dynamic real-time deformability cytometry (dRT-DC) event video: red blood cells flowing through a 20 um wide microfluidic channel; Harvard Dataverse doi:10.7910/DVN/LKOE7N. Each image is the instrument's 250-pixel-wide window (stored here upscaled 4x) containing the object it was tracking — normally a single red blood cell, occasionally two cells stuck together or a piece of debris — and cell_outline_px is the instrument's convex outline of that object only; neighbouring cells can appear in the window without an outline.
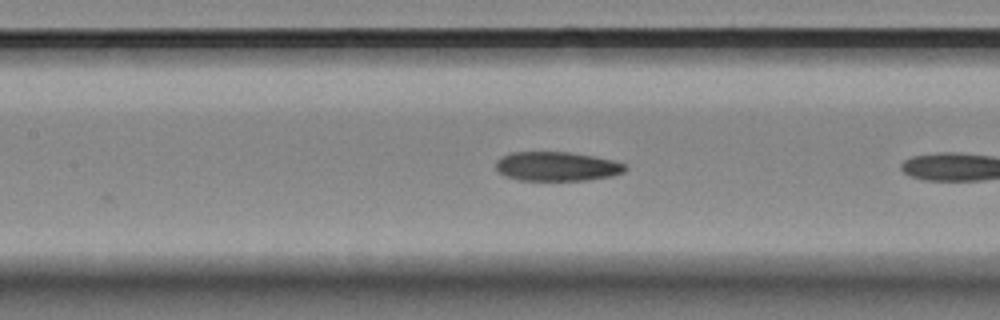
{"species": "Egyptian fruit bat (a non-hibernating species)", "species_latin": "Rousettus aegyptiacus", "temperature_condition": "room temperature", "stored_images_in_passage": 7, "camera_frame_rate_fps": 3000, "um_per_image_px": 0.085, "animal": {"sex": "female"}, "frame": {"image": 1, "passage_image": 6, "time_ms": 1.667, "image_size_px": [1000, 320], "cell_outline_px": [[628, 168], [624, 172], [612, 176], [588, 180], [520, 180], [504, 176], [496, 168], [496, 160], [500, 156], [512, 152], [568, 152], [592, 156], [612, 160], [624, 164]], "centroid_in_image_um": [47.31, 14.14], "position_along_channel_um": 160.1, "area_um2": 22.02}}